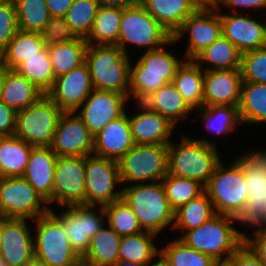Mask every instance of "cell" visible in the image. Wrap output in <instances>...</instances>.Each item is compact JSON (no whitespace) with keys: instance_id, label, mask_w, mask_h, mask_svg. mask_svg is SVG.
<instances>
[{"instance_id":"ab89813d","label":"cell","mask_w":266,"mask_h":266,"mask_svg":"<svg viewBox=\"0 0 266 266\" xmlns=\"http://www.w3.org/2000/svg\"><path fill=\"white\" fill-rule=\"evenodd\" d=\"M18 29L41 32L51 18L46 0H14Z\"/></svg>"},{"instance_id":"681fc988","label":"cell","mask_w":266,"mask_h":266,"mask_svg":"<svg viewBox=\"0 0 266 266\" xmlns=\"http://www.w3.org/2000/svg\"><path fill=\"white\" fill-rule=\"evenodd\" d=\"M253 232V238L244 233V244L266 266V225L258 226Z\"/></svg>"},{"instance_id":"816d5d0a","label":"cell","mask_w":266,"mask_h":266,"mask_svg":"<svg viewBox=\"0 0 266 266\" xmlns=\"http://www.w3.org/2000/svg\"><path fill=\"white\" fill-rule=\"evenodd\" d=\"M229 260L233 266H265L245 244Z\"/></svg>"},{"instance_id":"d4e9b609","label":"cell","mask_w":266,"mask_h":266,"mask_svg":"<svg viewBox=\"0 0 266 266\" xmlns=\"http://www.w3.org/2000/svg\"><path fill=\"white\" fill-rule=\"evenodd\" d=\"M56 153L51 147H33L23 177L47 201L52 202V188L57 161Z\"/></svg>"},{"instance_id":"603a6c76","label":"cell","mask_w":266,"mask_h":266,"mask_svg":"<svg viewBox=\"0 0 266 266\" xmlns=\"http://www.w3.org/2000/svg\"><path fill=\"white\" fill-rule=\"evenodd\" d=\"M136 104L141 112L129 116L134 144L168 145L176 126L142 102Z\"/></svg>"},{"instance_id":"03108f58","label":"cell","mask_w":266,"mask_h":266,"mask_svg":"<svg viewBox=\"0 0 266 266\" xmlns=\"http://www.w3.org/2000/svg\"><path fill=\"white\" fill-rule=\"evenodd\" d=\"M0 266H6V264H5V262H4L3 258H2L1 253H0Z\"/></svg>"},{"instance_id":"003e7915","label":"cell","mask_w":266,"mask_h":266,"mask_svg":"<svg viewBox=\"0 0 266 266\" xmlns=\"http://www.w3.org/2000/svg\"><path fill=\"white\" fill-rule=\"evenodd\" d=\"M203 4H210L212 0H200Z\"/></svg>"},{"instance_id":"bcb514c9","label":"cell","mask_w":266,"mask_h":266,"mask_svg":"<svg viewBox=\"0 0 266 266\" xmlns=\"http://www.w3.org/2000/svg\"><path fill=\"white\" fill-rule=\"evenodd\" d=\"M242 81L266 84V46L241 55Z\"/></svg>"},{"instance_id":"74e56055","label":"cell","mask_w":266,"mask_h":266,"mask_svg":"<svg viewBox=\"0 0 266 266\" xmlns=\"http://www.w3.org/2000/svg\"><path fill=\"white\" fill-rule=\"evenodd\" d=\"M211 200L206 192L199 197L190 200L174 211V223L172 228L184 232L198 228L204 222L215 215Z\"/></svg>"},{"instance_id":"3957f363","label":"cell","mask_w":266,"mask_h":266,"mask_svg":"<svg viewBox=\"0 0 266 266\" xmlns=\"http://www.w3.org/2000/svg\"><path fill=\"white\" fill-rule=\"evenodd\" d=\"M236 221L238 222L236 217L216 213L179 239L188 247L209 255L216 261L227 260L244 244V233L231 225Z\"/></svg>"},{"instance_id":"6da1fadb","label":"cell","mask_w":266,"mask_h":266,"mask_svg":"<svg viewBox=\"0 0 266 266\" xmlns=\"http://www.w3.org/2000/svg\"><path fill=\"white\" fill-rule=\"evenodd\" d=\"M215 143L182 135L179 144H168L167 175L189 178L206 186L221 162Z\"/></svg>"},{"instance_id":"6125c7cd","label":"cell","mask_w":266,"mask_h":266,"mask_svg":"<svg viewBox=\"0 0 266 266\" xmlns=\"http://www.w3.org/2000/svg\"><path fill=\"white\" fill-rule=\"evenodd\" d=\"M25 266H46V265L36 259H33L31 262H29Z\"/></svg>"},{"instance_id":"9a60e30c","label":"cell","mask_w":266,"mask_h":266,"mask_svg":"<svg viewBox=\"0 0 266 266\" xmlns=\"http://www.w3.org/2000/svg\"><path fill=\"white\" fill-rule=\"evenodd\" d=\"M220 9L211 3L201 5L191 14L173 36L176 42L188 32L189 44L184 53L185 59H194L201 51L209 47L222 36Z\"/></svg>"},{"instance_id":"e7e4bbea","label":"cell","mask_w":266,"mask_h":266,"mask_svg":"<svg viewBox=\"0 0 266 266\" xmlns=\"http://www.w3.org/2000/svg\"><path fill=\"white\" fill-rule=\"evenodd\" d=\"M6 138V135L4 133L0 132V144L3 142V140Z\"/></svg>"},{"instance_id":"7dc6e473","label":"cell","mask_w":266,"mask_h":266,"mask_svg":"<svg viewBox=\"0 0 266 266\" xmlns=\"http://www.w3.org/2000/svg\"><path fill=\"white\" fill-rule=\"evenodd\" d=\"M40 33L46 46L71 42L78 38L64 17L59 16L51 17Z\"/></svg>"},{"instance_id":"d6a6232c","label":"cell","mask_w":266,"mask_h":266,"mask_svg":"<svg viewBox=\"0 0 266 266\" xmlns=\"http://www.w3.org/2000/svg\"><path fill=\"white\" fill-rule=\"evenodd\" d=\"M122 15L123 8L100 6L93 27L85 39L88 45L117 46Z\"/></svg>"},{"instance_id":"a7ac6f4b","label":"cell","mask_w":266,"mask_h":266,"mask_svg":"<svg viewBox=\"0 0 266 266\" xmlns=\"http://www.w3.org/2000/svg\"><path fill=\"white\" fill-rule=\"evenodd\" d=\"M265 43H266V22H265Z\"/></svg>"},{"instance_id":"8d00e7d4","label":"cell","mask_w":266,"mask_h":266,"mask_svg":"<svg viewBox=\"0 0 266 266\" xmlns=\"http://www.w3.org/2000/svg\"><path fill=\"white\" fill-rule=\"evenodd\" d=\"M156 234L143 231L139 234L121 236L119 260L148 264L157 257L160 249L154 244Z\"/></svg>"},{"instance_id":"ffe728a7","label":"cell","mask_w":266,"mask_h":266,"mask_svg":"<svg viewBox=\"0 0 266 266\" xmlns=\"http://www.w3.org/2000/svg\"><path fill=\"white\" fill-rule=\"evenodd\" d=\"M26 220L4 217L0 253L6 266H25L34 259L33 235Z\"/></svg>"},{"instance_id":"8fae6325","label":"cell","mask_w":266,"mask_h":266,"mask_svg":"<svg viewBox=\"0 0 266 266\" xmlns=\"http://www.w3.org/2000/svg\"><path fill=\"white\" fill-rule=\"evenodd\" d=\"M263 151L241 156L248 200L236 223L254 228L266 225V151Z\"/></svg>"},{"instance_id":"ac0fdd59","label":"cell","mask_w":266,"mask_h":266,"mask_svg":"<svg viewBox=\"0 0 266 266\" xmlns=\"http://www.w3.org/2000/svg\"><path fill=\"white\" fill-rule=\"evenodd\" d=\"M51 149L57 156L92 155L94 135L77 113L64 112L58 121Z\"/></svg>"},{"instance_id":"680465c9","label":"cell","mask_w":266,"mask_h":266,"mask_svg":"<svg viewBox=\"0 0 266 266\" xmlns=\"http://www.w3.org/2000/svg\"><path fill=\"white\" fill-rule=\"evenodd\" d=\"M5 63H4V50L0 49V75L5 71Z\"/></svg>"},{"instance_id":"b9f144b4","label":"cell","mask_w":266,"mask_h":266,"mask_svg":"<svg viewBox=\"0 0 266 266\" xmlns=\"http://www.w3.org/2000/svg\"><path fill=\"white\" fill-rule=\"evenodd\" d=\"M201 121L204 122L209 132L214 134H229L240 124L238 106H203L197 109Z\"/></svg>"},{"instance_id":"7402d4cb","label":"cell","mask_w":266,"mask_h":266,"mask_svg":"<svg viewBox=\"0 0 266 266\" xmlns=\"http://www.w3.org/2000/svg\"><path fill=\"white\" fill-rule=\"evenodd\" d=\"M220 12L222 36L234 44L241 53L266 46L265 25L250 16Z\"/></svg>"},{"instance_id":"ba28073f","label":"cell","mask_w":266,"mask_h":266,"mask_svg":"<svg viewBox=\"0 0 266 266\" xmlns=\"http://www.w3.org/2000/svg\"><path fill=\"white\" fill-rule=\"evenodd\" d=\"M63 113L45 94L36 103L16 112L14 135L34 147H51Z\"/></svg>"},{"instance_id":"e575fe53","label":"cell","mask_w":266,"mask_h":266,"mask_svg":"<svg viewBox=\"0 0 266 266\" xmlns=\"http://www.w3.org/2000/svg\"><path fill=\"white\" fill-rule=\"evenodd\" d=\"M88 43L84 38L48 45L49 58L55 77L68 73L86 61Z\"/></svg>"},{"instance_id":"83f0119b","label":"cell","mask_w":266,"mask_h":266,"mask_svg":"<svg viewBox=\"0 0 266 266\" xmlns=\"http://www.w3.org/2000/svg\"><path fill=\"white\" fill-rule=\"evenodd\" d=\"M142 103L149 109L166 117L175 126H177L179 120L187 118L191 110L194 111L172 82L166 83Z\"/></svg>"},{"instance_id":"f1b7e54d","label":"cell","mask_w":266,"mask_h":266,"mask_svg":"<svg viewBox=\"0 0 266 266\" xmlns=\"http://www.w3.org/2000/svg\"><path fill=\"white\" fill-rule=\"evenodd\" d=\"M201 67L193 59L183 60L172 81L193 110L203 107L204 70Z\"/></svg>"},{"instance_id":"c3c4849f","label":"cell","mask_w":266,"mask_h":266,"mask_svg":"<svg viewBox=\"0 0 266 266\" xmlns=\"http://www.w3.org/2000/svg\"><path fill=\"white\" fill-rule=\"evenodd\" d=\"M18 30L14 0H0V49L7 47Z\"/></svg>"},{"instance_id":"44dd1931","label":"cell","mask_w":266,"mask_h":266,"mask_svg":"<svg viewBox=\"0 0 266 266\" xmlns=\"http://www.w3.org/2000/svg\"><path fill=\"white\" fill-rule=\"evenodd\" d=\"M240 69L204 71L203 106H239Z\"/></svg>"},{"instance_id":"7a4b0ae2","label":"cell","mask_w":266,"mask_h":266,"mask_svg":"<svg viewBox=\"0 0 266 266\" xmlns=\"http://www.w3.org/2000/svg\"><path fill=\"white\" fill-rule=\"evenodd\" d=\"M175 42L172 37L157 49L145 50V53L130 67L129 100L133 95L132 98H135L137 103L143 102L166 83L173 81L176 70L183 60L165 50L164 46Z\"/></svg>"},{"instance_id":"277c9868","label":"cell","mask_w":266,"mask_h":266,"mask_svg":"<svg viewBox=\"0 0 266 266\" xmlns=\"http://www.w3.org/2000/svg\"><path fill=\"white\" fill-rule=\"evenodd\" d=\"M122 199L138 218L143 231L158 235L174 223V210L161 181L129 184L122 189Z\"/></svg>"},{"instance_id":"30bf717a","label":"cell","mask_w":266,"mask_h":266,"mask_svg":"<svg viewBox=\"0 0 266 266\" xmlns=\"http://www.w3.org/2000/svg\"><path fill=\"white\" fill-rule=\"evenodd\" d=\"M172 37L138 1L123 8L117 46L125 54H128L127 43L145 47L150 51L165 45Z\"/></svg>"},{"instance_id":"484cf974","label":"cell","mask_w":266,"mask_h":266,"mask_svg":"<svg viewBox=\"0 0 266 266\" xmlns=\"http://www.w3.org/2000/svg\"><path fill=\"white\" fill-rule=\"evenodd\" d=\"M172 36L203 3L200 0H137Z\"/></svg>"},{"instance_id":"d590c367","label":"cell","mask_w":266,"mask_h":266,"mask_svg":"<svg viewBox=\"0 0 266 266\" xmlns=\"http://www.w3.org/2000/svg\"><path fill=\"white\" fill-rule=\"evenodd\" d=\"M46 47L40 32L18 30L4 49V63L7 69H15L27 58L37 55Z\"/></svg>"},{"instance_id":"91938a15","label":"cell","mask_w":266,"mask_h":266,"mask_svg":"<svg viewBox=\"0 0 266 266\" xmlns=\"http://www.w3.org/2000/svg\"><path fill=\"white\" fill-rule=\"evenodd\" d=\"M213 266H233V263L229 259L220 260L216 261Z\"/></svg>"},{"instance_id":"db71d44e","label":"cell","mask_w":266,"mask_h":266,"mask_svg":"<svg viewBox=\"0 0 266 266\" xmlns=\"http://www.w3.org/2000/svg\"><path fill=\"white\" fill-rule=\"evenodd\" d=\"M74 0H46L51 17H64Z\"/></svg>"},{"instance_id":"836d02e7","label":"cell","mask_w":266,"mask_h":266,"mask_svg":"<svg viewBox=\"0 0 266 266\" xmlns=\"http://www.w3.org/2000/svg\"><path fill=\"white\" fill-rule=\"evenodd\" d=\"M242 53L227 38L221 36L209 47L201 51L193 60L201 66L208 63L204 71L220 69H240Z\"/></svg>"},{"instance_id":"e0dca14e","label":"cell","mask_w":266,"mask_h":266,"mask_svg":"<svg viewBox=\"0 0 266 266\" xmlns=\"http://www.w3.org/2000/svg\"><path fill=\"white\" fill-rule=\"evenodd\" d=\"M94 89L90 70L85 62L68 73L57 76L46 95L63 112H76Z\"/></svg>"},{"instance_id":"52a82bcc","label":"cell","mask_w":266,"mask_h":266,"mask_svg":"<svg viewBox=\"0 0 266 266\" xmlns=\"http://www.w3.org/2000/svg\"><path fill=\"white\" fill-rule=\"evenodd\" d=\"M35 220L34 259L46 266H66L80 258L62 229L61 214L50 208Z\"/></svg>"},{"instance_id":"1f68e13d","label":"cell","mask_w":266,"mask_h":266,"mask_svg":"<svg viewBox=\"0 0 266 266\" xmlns=\"http://www.w3.org/2000/svg\"><path fill=\"white\" fill-rule=\"evenodd\" d=\"M33 147L15 135L6 136L0 144V177L23 176Z\"/></svg>"},{"instance_id":"11a10c76","label":"cell","mask_w":266,"mask_h":266,"mask_svg":"<svg viewBox=\"0 0 266 266\" xmlns=\"http://www.w3.org/2000/svg\"><path fill=\"white\" fill-rule=\"evenodd\" d=\"M102 7H119L125 8L137 2V0H97Z\"/></svg>"},{"instance_id":"7bdbcfd3","label":"cell","mask_w":266,"mask_h":266,"mask_svg":"<svg viewBox=\"0 0 266 266\" xmlns=\"http://www.w3.org/2000/svg\"><path fill=\"white\" fill-rule=\"evenodd\" d=\"M108 226L120 236L139 234L143 232L138 218L130 206L121 198L103 206Z\"/></svg>"},{"instance_id":"2e32d148","label":"cell","mask_w":266,"mask_h":266,"mask_svg":"<svg viewBox=\"0 0 266 266\" xmlns=\"http://www.w3.org/2000/svg\"><path fill=\"white\" fill-rule=\"evenodd\" d=\"M66 207L68 209L61 214V226L72 248L82 257L89 248L90 239L105 226V210L103 206H100L99 215L95 210L96 206L92 205L81 204Z\"/></svg>"},{"instance_id":"f6af8a7d","label":"cell","mask_w":266,"mask_h":266,"mask_svg":"<svg viewBox=\"0 0 266 266\" xmlns=\"http://www.w3.org/2000/svg\"><path fill=\"white\" fill-rule=\"evenodd\" d=\"M159 249L170 266H213L216 262L211 256L188 247L178 238Z\"/></svg>"},{"instance_id":"f5cc1de1","label":"cell","mask_w":266,"mask_h":266,"mask_svg":"<svg viewBox=\"0 0 266 266\" xmlns=\"http://www.w3.org/2000/svg\"><path fill=\"white\" fill-rule=\"evenodd\" d=\"M216 9H220V7L222 5H224L223 7H230L231 9L233 8L232 12L233 13H236V10L237 9L236 7H239V8H248V9H252L255 8L256 9H264L266 8V0H212V3H211Z\"/></svg>"},{"instance_id":"5bb4252c","label":"cell","mask_w":266,"mask_h":266,"mask_svg":"<svg viewBox=\"0 0 266 266\" xmlns=\"http://www.w3.org/2000/svg\"><path fill=\"white\" fill-rule=\"evenodd\" d=\"M86 156H58L52 188V203L86 205Z\"/></svg>"},{"instance_id":"f907efd6","label":"cell","mask_w":266,"mask_h":266,"mask_svg":"<svg viewBox=\"0 0 266 266\" xmlns=\"http://www.w3.org/2000/svg\"><path fill=\"white\" fill-rule=\"evenodd\" d=\"M16 111L0 101V132L12 136L15 132Z\"/></svg>"},{"instance_id":"7c38bea8","label":"cell","mask_w":266,"mask_h":266,"mask_svg":"<svg viewBox=\"0 0 266 266\" xmlns=\"http://www.w3.org/2000/svg\"><path fill=\"white\" fill-rule=\"evenodd\" d=\"M23 177H0V216L35 219L51 207Z\"/></svg>"},{"instance_id":"4fadbf2b","label":"cell","mask_w":266,"mask_h":266,"mask_svg":"<svg viewBox=\"0 0 266 266\" xmlns=\"http://www.w3.org/2000/svg\"><path fill=\"white\" fill-rule=\"evenodd\" d=\"M86 205L105 206L122 198L118 161L96 155L86 156L85 165Z\"/></svg>"},{"instance_id":"ee69618b","label":"cell","mask_w":266,"mask_h":266,"mask_svg":"<svg viewBox=\"0 0 266 266\" xmlns=\"http://www.w3.org/2000/svg\"><path fill=\"white\" fill-rule=\"evenodd\" d=\"M99 7L97 0H74L64 19L77 37H88Z\"/></svg>"},{"instance_id":"f35d334b","label":"cell","mask_w":266,"mask_h":266,"mask_svg":"<svg viewBox=\"0 0 266 266\" xmlns=\"http://www.w3.org/2000/svg\"><path fill=\"white\" fill-rule=\"evenodd\" d=\"M15 70L46 94L56 79L47 46L37 55L27 58Z\"/></svg>"},{"instance_id":"8992f818","label":"cell","mask_w":266,"mask_h":266,"mask_svg":"<svg viewBox=\"0 0 266 266\" xmlns=\"http://www.w3.org/2000/svg\"><path fill=\"white\" fill-rule=\"evenodd\" d=\"M225 167L222 161L217 165L205 192L212 202L215 213L238 218L247 204L246 179L241 167V157Z\"/></svg>"},{"instance_id":"9f6ffc18","label":"cell","mask_w":266,"mask_h":266,"mask_svg":"<svg viewBox=\"0 0 266 266\" xmlns=\"http://www.w3.org/2000/svg\"><path fill=\"white\" fill-rule=\"evenodd\" d=\"M112 266H147V264L118 260Z\"/></svg>"},{"instance_id":"4316f807","label":"cell","mask_w":266,"mask_h":266,"mask_svg":"<svg viewBox=\"0 0 266 266\" xmlns=\"http://www.w3.org/2000/svg\"><path fill=\"white\" fill-rule=\"evenodd\" d=\"M43 95L40 89L15 69H5L1 75L0 101L16 112L36 103Z\"/></svg>"},{"instance_id":"4dcf8cb0","label":"cell","mask_w":266,"mask_h":266,"mask_svg":"<svg viewBox=\"0 0 266 266\" xmlns=\"http://www.w3.org/2000/svg\"><path fill=\"white\" fill-rule=\"evenodd\" d=\"M241 123L266 124V84L242 81L238 106Z\"/></svg>"},{"instance_id":"cb8c5ba5","label":"cell","mask_w":266,"mask_h":266,"mask_svg":"<svg viewBox=\"0 0 266 266\" xmlns=\"http://www.w3.org/2000/svg\"><path fill=\"white\" fill-rule=\"evenodd\" d=\"M134 145L129 116L125 113L94 135L93 155L118 161Z\"/></svg>"},{"instance_id":"5b68a950","label":"cell","mask_w":266,"mask_h":266,"mask_svg":"<svg viewBox=\"0 0 266 266\" xmlns=\"http://www.w3.org/2000/svg\"><path fill=\"white\" fill-rule=\"evenodd\" d=\"M116 45H88L86 63L94 89L128 96L131 59Z\"/></svg>"},{"instance_id":"d6986e66","label":"cell","mask_w":266,"mask_h":266,"mask_svg":"<svg viewBox=\"0 0 266 266\" xmlns=\"http://www.w3.org/2000/svg\"><path fill=\"white\" fill-rule=\"evenodd\" d=\"M129 96L114 91L93 89L84 101L83 109L76 112L93 135L108 123L126 113L125 105Z\"/></svg>"},{"instance_id":"60d3db41","label":"cell","mask_w":266,"mask_h":266,"mask_svg":"<svg viewBox=\"0 0 266 266\" xmlns=\"http://www.w3.org/2000/svg\"><path fill=\"white\" fill-rule=\"evenodd\" d=\"M161 183L169 204L174 211L205 192L204 185L189 178L166 175Z\"/></svg>"},{"instance_id":"94428289","label":"cell","mask_w":266,"mask_h":266,"mask_svg":"<svg viewBox=\"0 0 266 266\" xmlns=\"http://www.w3.org/2000/svg\"><path fill=\"white\" fill-rule=\"evenodd\" d=\"M66 266H87V263L84 261L82 257H80L78 260Z\"/></svg>"},{"instance_id":"f546056e","label":"cell","mask_w":266,"mask_h":266,"mask_svg":"<svg viewBox=\"0 0 266 266\" xmlns=\"http://www.w3.org/2000/svg\"><path fill=\"white\" fill-rule=\"evenodd\" d=\"M121 236L110 227H103L91 239L82 256L87 266H112L119 260Z\"/></svg>"},{"instance_id":"9c48e42d","label":"cell","mask_w":266,"mask_h":266,"mask_svg":"<svg viewBox=\"0 0 266 266\" xmlns=\"http://www.w3.org/2000/svg\"><path fill=\"white\" fill-rule=\"evenodd\" d=\"M118 165L121 183L162 181L168 171V145L135 144Z\"/></svg>"},{"instance_id":"be15d7a7","label":"cell","mask_w":266,"mask_h":266,"mask_svg":"<svg viewBox=\"0 0 266 266\" xmlns=\"http://www.w3.org/2000/svg\"><path fill=\"white\" fill-rule=\"evenodd\" d=\"M4 216H0V246L2 242Z\"/></svg>"},{"instance_id":"6f0895ef","label":"cell","mask_w":266,"mask_h":266,"mask_svg":"<svg viewBox=\"0 0 266 266\" xmlns=\"http://www.w3.org/2000/svg\"><path fill=\"white\" fill-rule=\"evenodd\" d=\"M159 259L158 261H156L155 263L151 264L152 263V260L150 263L147 264V266H150L149 264H151V266H170L168 261L164 258V256L159 253Z\"/></svg>"}]
</instances>
